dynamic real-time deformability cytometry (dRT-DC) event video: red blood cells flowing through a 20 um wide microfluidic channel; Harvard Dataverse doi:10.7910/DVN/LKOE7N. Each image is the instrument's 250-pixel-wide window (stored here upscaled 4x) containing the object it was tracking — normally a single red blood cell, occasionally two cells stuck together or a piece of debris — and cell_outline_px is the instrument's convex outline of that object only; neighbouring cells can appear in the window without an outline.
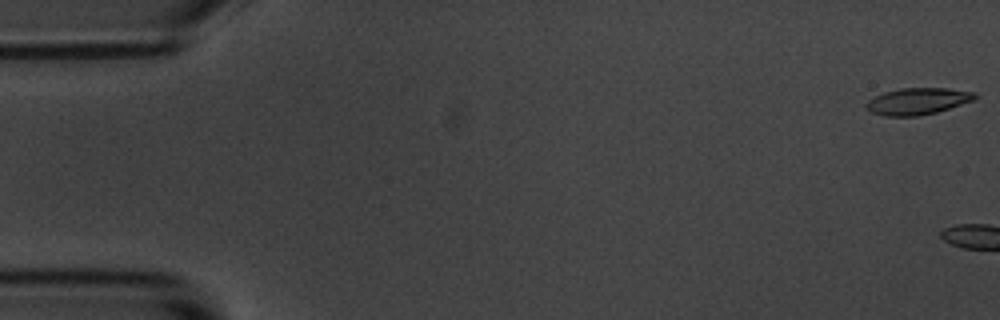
{"species": "common noctule bat (a hibernating species)", "species_latin": "Nyctalus noctula", "temperature_condition": "room temperature", "stored_images_in_passage": 6, "camera_frame_rate_fps": 3000, "um_per_image_px": 0.085, "animal": {"sex": "male", "body_mass_g": 20.1, "forearm_length_mm": 53.5}, "frame": {"image": 1, "passage_image": 1, "time_ms": 0.0, "image_size_px": [1000, 320], "cell_outline_px": [[980, 96], [976, 100], [936, 112], [916, 116], [884, 116], [872, 112], [864, 104], [868, 100], [884, 92], [900, 88], [948, 88], [976, 92]], "centroid_in_image_um": [78.06, 8.59], "position_along_channel_um": 6.9, "area_um2": 16.99}}
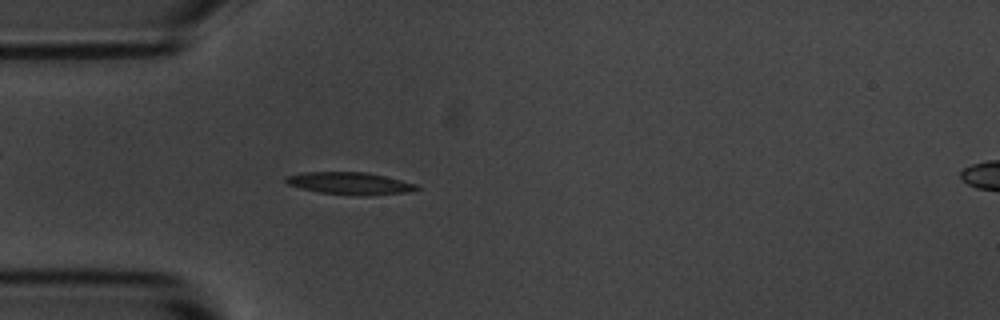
{"frame": {"image": 2, "passage_image": 6, "time_ms": 6.0, "image_size_px": [1000, 320], "cell_outline_px": [[420, 188], [404, 192], [360, 196], [320, 192], [300, 188], [288, 184], [284, 180], [284, 176], [304, 172], [368, 172], [416, 184]], "centroid_in_image_um": [29.67, 15.57], "position_along_channel_um": 55.3, "area_um2": 16.76}}